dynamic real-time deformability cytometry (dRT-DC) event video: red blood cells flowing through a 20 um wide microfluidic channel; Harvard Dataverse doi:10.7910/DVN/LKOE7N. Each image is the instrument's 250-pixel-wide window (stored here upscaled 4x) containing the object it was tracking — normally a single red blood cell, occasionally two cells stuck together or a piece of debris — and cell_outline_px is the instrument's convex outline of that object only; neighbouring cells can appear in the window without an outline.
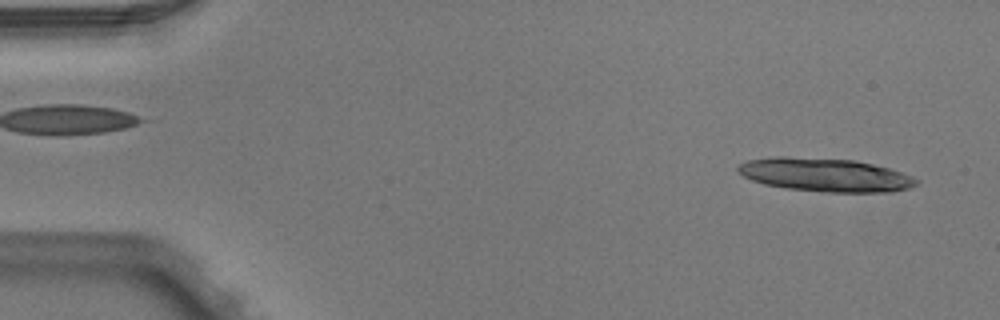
{"species": "Egyptian fruit bat (a non-hibernating species)", "species_latin": "Rousettus aegyptiacus", "temperature_condition": "warm", "stored_images_in_passage": 5, "segment_of_instrument_passage": [2, 2], "camera_frame_rate_fps": 3000, "um_per_image_px": 0.085, "animal": {"sex": "male"}, "frame": {"image": 1, "passage_image": 5, "time_ms": 1.333, "image_size_px": [1000, 320], "cell_outline_px": [[920, 180], [912, 188], [892, 192], [828, 192], [788, 188], [764, 184], [752, 180], [736, 172], [736, 168], [740, 164], [748, 160], [772, 156], [784, 156], [856, 160], [888, 168], [912, 176]], "centroid_in_image_um": [70.14, 14.86], "position_along_channel_um": 14.9, "area_um2": 34.85}}